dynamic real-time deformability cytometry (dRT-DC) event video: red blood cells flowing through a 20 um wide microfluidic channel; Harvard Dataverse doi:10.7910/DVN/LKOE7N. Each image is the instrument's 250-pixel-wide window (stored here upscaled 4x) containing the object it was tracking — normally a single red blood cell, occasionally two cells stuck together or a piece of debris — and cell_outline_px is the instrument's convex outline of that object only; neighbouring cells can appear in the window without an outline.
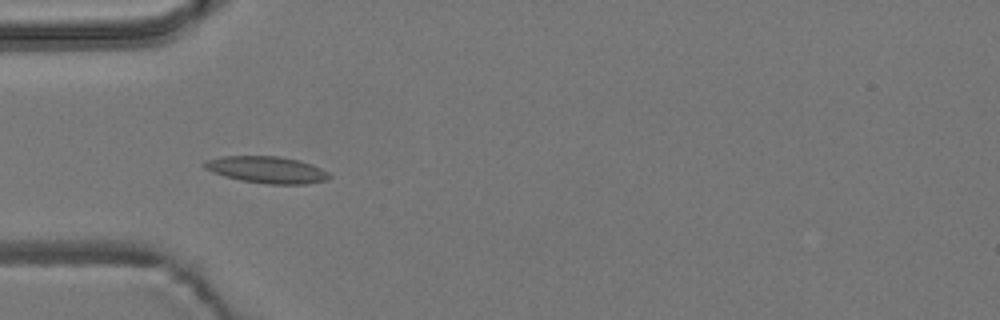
{"species": "common noctule bat (a hibernating species)", "species_latin": "Nyctalus noctula", "temperature_condition": "room temperature", "stored_images_in_passage": 14, "camera_frame_rate_fps": 3000, "um_per_image_px": 0.085, "animal": {"sex": "male", "body_mass_g": 19.2, "forearm_length_mm": 51.8}, "frame": {"image": 1, "passage_image": 4, "time_ms": 4.667, "image_size_px": [1000, 320], "cell_outline_px": [[332, 176], [328, 180], [308, 184], [268, 184], [240, 180], [224, 176], [212, 172], [204, 168], [200, 164], [208, 160], [220, 156], [280, 156], [300, 160], [312, 164], [328, 172]], "centroid_in_image_um": [22.69, 14.43], "position_along_channel_um": 62.3, "area_um2": 19.71}}
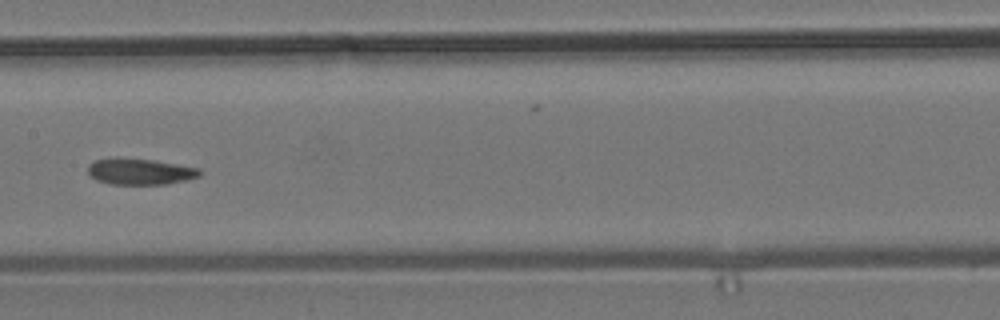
{"frame": {"image": 2, "passage_image": 7, "time_ms": 8.333, "image_size_px": [1000, 320], "cell_outline_px": [[200, 176], [168, 184], [112, 184], [96, 180], [88, 176], [88, 164], [96, 160], [116, 156], [120, 156], [152, 160], [200, 168]], "centroid_in_image_um": [11.83, 14.56], "position_along_channel_um": 195.6, "area_um2": 17.28}}
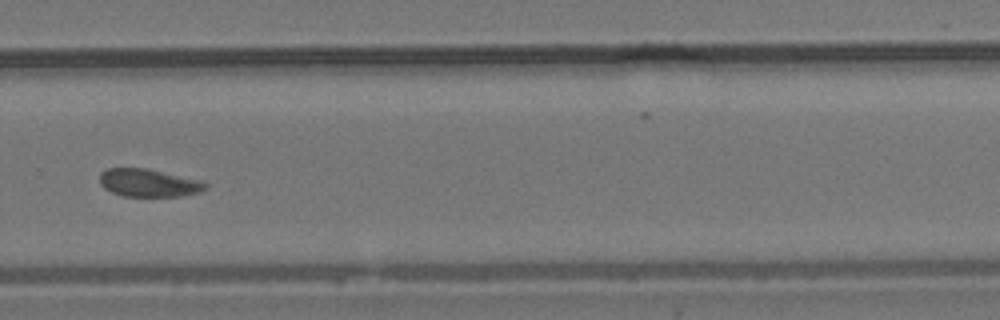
{"frame": {"image": 3, "passage_image": 10, "time_ms": 11.667, "image_size_px": [1000, 320], "cell_outline_px": [[208, 188], [200, 192], [180, 196], [124, 196], [112, 192], [104, 188], [100, 184], [100, 172], [108, 168], [144, 168], [200, 180], [208, 184]], "centroid_in_image_um": [12.63, 15.55], "position_along_channel_um": 317.2, "area_um2": 17.05}, "authors_computed_cell_mechanics": {"area_um2": 17.6579, "velocity_mm_per_s": 3.6779, "shape_relaxation_time_tau1_ms": 9.0483, "shape_relaxation_time_tau2_ms": 2.6752, "deformation_change_tau1": 0.1141, "deformation_change_tau2": 0.0593}}